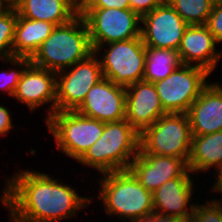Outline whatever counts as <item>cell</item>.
Segmentation results:
<instances>
[{
    "label": "cell",
    "mask_w": 222,
    "mask_h": 222,
    "mask_svg": "<svg viewBox=\"0 0 222 222\" xmlns=\"http://www.w3.org/2000/svg\"><path fill=\"white\" fill-rule=\"evenodd\" d=\"M187 114L192 136L222 131V83L210 81Z\"/></svg>",
    "instance_id": "18"
},
{
    "label": "cell",
    "mask_w": 222,
    "mask_h": 222,
    "mask_svg": "<svg viewBox=\"0 0 222 222\" xmlns=\"http://www.w3.org/2000/svg\"><path fill=\"white\" fill-rule=\"evenodd\" d=\"M93 52L86 21L77 15L70 22L56 26L30 62L58 73L85 60Z\"/></svg>",
    "instance_id": "3"
},
{
    "label": "cell",
    "mask_w": 222,
    "mask_h": 222,
    "mask_svg": "<svg viewBox=\"0 0 222 222\" xmlns=\"http://www.w3.org/2000/svg\"><path fill=\"white\" fill-rule=\"evenodd\" d=\"M126 89V120L141 134L166 112L154 83L138 81Z\"/></svg>",
    "instance_id": "17"
},
{
    "label": "cell",
    "mask_w": 222,
    "mask_h": 222,
    "mask_svg": "<svg viewBox=\"0 0 222 222\" xmlns=\"http://www.w3.org/2000/svg\"><path fill=\"white\" fill-rule=\"evenodd\" d=\"M192 134L186 113H166L139 137V154L181 158L188 163Z\"/></svg>",
    "instance_id": "5"
},
{
    "label": "cell",
    "mask_w": 222,
    "mask_h": 222,
    "mask_svg": "<svg viewBox=\"0 0 222 222\" xmlns=\"http://www.w3.org/2000/svg\"><path fill=\"white\" fill-rule=\"evenodd\" d=\"M101 79V63L94 52L85 60L56 73V111H75Z\"/></svg>",
    "instance_id": "10"
},
{
    "label": "cell",
    "mask_w": 222,
    "mask_h": 222,
    "mask_svg": "<svg viewBox=\"0 0 222 222\" xmlns=\"http://www.w3.org/2000/svg\"><path fill=\"white\" fill-rule=\"evenodd\" d=\"M0 62H4L7 65L9 63L12 65L11 68L5 70H1L0 72V91L7 96L9 95L11 98L13 97L16 86L20 80L21 74L26 68V66L30 63L29 57H10L5 59H0ZM15 66V67H13ZM15 68V69H14Z\"/></svg>",
    "instance_id": "25"
},
{
    "label": "cell",
    "mask_w": 222,
    "mask_h": 222,
    "mask_svg": "<svg viewBox=\"0 0 222 222\" xmlns=\"http://www.w3.org/2000/svg\"><path fill=\"white\" fill-rule=\"evenodd\" d=\"M210 74L202 67L181 64L165 79L154 83L166 113H188L193 102L210 83Z\"/></svg>",
    "instance_id": "9"
},
{
    "label": "cell",
    "mask_w": 222,
    "mask_h": 222,
    "mask_svg": "<svg viewBox=\"0 0 222 222\" xmlns=\"http://www.w3.org/2000/svg\"><path fill=\"white\" fill-rule=\"evenodd\" d=\"M15 8L21 17L56 26L66 24L78 15L66 0H20Z\"/></svg>",
    "instance_id": "21"
},
{
    "label": "cell",
    "mask_w": 222,
    "mask_h": 222,
    "mask_svg": "<svg viewBox=\"0 0 222 222\" xmlns=\"http://www.w3.org/2000/svg\"><path fill=\"white\" fill-rule=\"evenodd\" d=\"M93 51L101 45L141 37V17L131 9L83 8Z\"/></svg>",
    "instance_id": "8"
},
{
    "label": "cell",
    "mask_w": 222,
    "mask_h": 222,
    "mask_svg": "<svg viewBox=\"0 0 222 222\" xmlns=\"http://www.w3.org/2000/svg\"><path fill=\"white\" fill-rule=\"evenodd\" d=\"M84 8L130 9L128 0H88Z\"/></svg>",
    "instance_id": "29"
},
{
    "label": "cell",
    "mask_w": 222,
    "mask_h": 222,
    "mask_svg": "<svg viewBox=\"0 0 222 222\" xmlns=\"http://www.w3.org/2000/svg\"><path fill=\"white\" fill-rule=\"evenodd\" d=\"M139 222H191V219L185 218H169L153 214Z\"/></svg>",
    "instance_id": "31"
},
{
    "label": "cell",
    "mask_w": 222,
    "mask_h": 222,
    "mask_svg": "<svg viewBox=\"0 0 222 222\" xmlns=\"http://www.w3.org/2000/svg\"><path fill=\"white\" fill-rule=\"evenodd\" d=\"M191 222H222V200L214 197L204 204L195 203Z\"/></svg>",
    "instance_id": "26"
},
{
    "label": "cell",
    "mask_w": 222,
    "mask_h": 222,
    "mask_svg": "<svg viewBox=\"0 0 222 222\" xmlns=\"http://www.w3.org/2000/svg\"><path fill=\"white\" fill-rule=\"evenodd\" d=\"M189 170L195 174L218 175L222 170V131L202 136H192L191 153L188 160ZM215 170V171H214ZM215 172V173H214Z\"/></svg>",
    "instance_id": "19"
},
{
    "label": "cell",
    "mask_w": 222,
    "mask_h": 222,
    "mask_svg": "<svg viewBox=\"0 0 222 222\" xmlns=\"http://www.w3.org/2000/svg\"><path fill=\"white\" fill-rule=\"evenodd\" d=\"M9 108L3 106V104L0 105V137L8 135L11 130H15V125L12 124V115L11 111L8 110Z\"/></svg>",
    "instance_id": "30"
},
{
    "label": "cell",
    "mask_w": 222,
    "mask_h": 222,
    "mask_svg": "<svg viewBox=\"0 0 222 222\" xmlns=\"http://www.w3.org/2000/svg\"><path fill=\"white\" fill-rule=\"evenodd\" d=\"M9 222H24L18 218H16L13 214L8 211Z\"/></svg>",
    "instance_id": "34"
},
{
    "label": "cell",
    "mask_w": 222,
    "mask_h": 222,
    "mask_svg": "<svg viewBox=\"0 0 222 222\" xmlns=\"http://www.w3.org/2000/svg\"><path fill=\"white\" fill-rule=\"evenodd\" d=\"M218 44L206 25H189L177 51L182 64L199 66L212 74L222 58Z\"/></svg>",
    "instance_id": "16"
},
{
    "label": "cell",
    "mask_w": 222,
    "mask_h": 222,
    "mask_svg": "<svg viewBox=\"0 0 222 222\" xmlns=\"http://www.w3.org/2000/svg\"><path fill=\"white\" fill-rule=\"evenodd\" d=\"M141 37L146 47L177 51L189 26L165 0L141 17Z\"/></svg>",
    "instance_id": "11"
},
{
    "label": "cell",
    "mask_w": 222,
    "mask_h": 222,
    "mask_svg": "<svg viewBox=\"0 0 222 222\" xmlns=\"http://www.w3.org/2000/svg\"><path fill=\"white\" fill-rule=\"evenodd\" d=\"M75 111L104 123L126 119V89L103 78L88 91Z\"/></svg>",
    "instance_id": "13"
},
{
    "label": "cell",
    "mask_w": 222,
    "mask_h": 222,
    "mask_svg": "<svg viewBox=\"0 0 222 222\" xmlns=\"http://www.w3.org/2000/svg\"><path fill=\"white\" fill-rule=\"evenodd\" d=\"M94 53L99 57L103 78L124 88L143 80L146 46L142 37L101 45Z\"/></svg>",
    "instance_id": "7"
},
{
    "label": "cell",
    "mask_w": 222,
    "mask_h": 222,
    "mask_svg": "<svg viewBox=\"0 0 222 222\" xmlns=\"http://www.w3.org/2000/svg\"><path fill=\"white\" fill-rule=\"evenodd\" d=\"M20 0H0L3 6H15Z\"/></svg>",
    "instance_id": "33"
},
{
    "label": "cell",
    "mask_w": 222,
    "mask_h": 222,
    "mask_svg": "<svg viewBox=\"0 0 222 222\" xmlns=\"http://www.w3.org/2000/svg\"><path fill=\"white\" fill-rule=\"evenodd\" d=\"M57 149L76 162L101 137L104 122L77 111H56L45 121Z\"/></svg>",
    "instance_id": "6"
},
{
    "label": "cell",
    "mask_w": 222,
    "mask_h": 222,
    "mask_svg": "<svg viewBox=\"0 0 222 222\" xmlns=\"http://www.w3.org/2000/svg\"><path fill=\"white\" fill-rule=\"evenodd\" d=\"M55 27L56 25L53 23L26 19L17 13L13 39V57L31 58Z\"/></svg>",
    "instance_id": "20"
},
{
    "label": "cell",
    "mask_w": 222,
    "mask_h": 222,
    "mask_svg": "<svg viewBox=\"0 0 222 222\" xmlns=\"http://www.w3.org/2000/svg\"><path fill=\"white\" fill-rule=\"evenodd\" d=\"M188 25H206L215 0H166Z\"/></svg>",
    "instance_id": "23"
},
{
    "label": "cell",
    "mask_w": 222,
    "mask_h": 222,
    "mask_svg": "<svg viewBox=\"0 0 222 222\" xmlns=\"http://www.w3.org/2000/svg\"><path fill=\"white\" fill-rule=\"evenodd\" d=\"M140 134L123 119L104 123L101 137L77 161L97 173L128 170L139 153Z\"/></svg>",
    "instance_id": "4"
},
{
    "label": "cell",
    "mask_w": 222,
    "mask_h": 222,
    "mask_svg": "<svg viewBox=\"0 0 222 222\" xmlns=\"http://www.w3.org/2000/svg\"><path fill=\"white\" fill-rule=\"evenodd\" d=\"M130 9L136 12L140 17L151 12L165 0H128Z\"/></svg>",
    "instance_id": "28"
},
{
    "label": "cell",
    "mask_w": 222,
    "mask_h": 222,
    "mask_svg": "<svg viewBox=\"0 0 222 222\" xmlns=\"http://www.w3.org/2000/svg\"><path fill=\"white\" fill-rule=\"evenodd\" d=\"M181 64L178 51L146 47L143 81L155 83L165 79Z\"/></svg>",
    "instance_id": "22"
},
{
    "label": "cell",
    "mask_w": 222,
    "mask_h": 222,
    "mask_svg": "<svg viewBox=\"0 0 222 222\" xmlns=\"http://www.w3.org/2000/svg\"><path fill=\"white\" fill-rule=\"evenodd\" d=\"M128 170L152 193L168 180L192 177L193 174L188 163L181 158L139 153L132 160Z\"/></svg>",
    "instance_id": "14"
},
{
    "label": "cell",
    "mask_w": 222,
    "mask_h": 222,
    "mask_svg": "<svg viewBox=\"0 0 222 222\" xmlns=\"http://www.w3.org/2000/svg\"><path fill=\"white\" fill-rule=\"evenodd\" d=\"M17 11L15 6L0 8V59L13 57V39Z\"/></svg>",
    "instance_id": "24"
},
{
    "label": "cell",
    "mask_w": 222,
    "mask_h": 222,
    "mask_svg": "<svg viewBox=\"0 0 222 222\" xmlns=\"http://www.w3.org/2000/svg\"><path fill=\"white\" fill-rule=\"evenodd\" d=\"M193 179V177H178L168 180L157 188L152 193L154 214L169 218L192 219L196 203L193 202L196 179Z\"/></svg>",
    "instance_id": "15"
},
{
    "label": "cell",
    "mask_w": 222,
    "mask_h": 222,
    "mask_svg": "<svg viewBox=\"0 0 222 222\" xmlns=\"http://www.w3.org/2000/svg\"><path fill=\"white\" fill-rule=\"evenodd\" d=\"M67 3L75 10L78 14L87 4L88 0H66Z\"/></svg>",
    "instance_id": "32"
},
{
    "label": "cell",
    "mask_w": 222,
    "mask_h": 222,
    "mask_svg": "<svg viewBox=\"0 0 222 222\" xmlns=\"http://www.w3.org/2000/svg\"><path fill=\"white\" fill-rule=\"evenodd\" d=\"M101 176L96 197L103 203L109 218L115 216L121 222H139L154 214L152 192L146 190L129 170Z\"/></svg>",
    "instance_id": "2"
},
{
    "label": "cell",
    "mask_w": 222,
    "mask_h": 222,
    "mask_svg": "<svg viewBox=\"0 0 222 222\" xmlns=\"http://www.w3.org/2000/svg\"><path fill=\"white\" fill-rule=\"evenodd\" d=\"M0 202L16 218L24 222H60L75 218L91 206L94 196L86 197L49 173L29 169L4 177Z\"/></svg>",
    "instance_id": "1"
},
{
    "label": "cell",
    "mask_w": 222,
    "mask_h": 222,
    "mask_svg": "<svg viewBox=\"0 0 222 222\" xmlns=\"http://www.w3.org/2000/svg\"><path fill=\"white\" fill-rule=\"evenodd\" d=\"M206 26L220 45L222 43V0H215Z\"/></svg>",
    "instance_id": "27"
},
{
    "label": "cell",
    "mask_w": 222,
    "mask_h": 222,
    "mask_svg": "<svg viewBox=\"0 0 222 222\" xmlns=\"http://www.w3.org/2000/svg\"><path fill=\"white\" fill-rule=\"evenodd\" d=\"M12 98L33 113L48 105L44 110L47 111L46 121L56 112V73L30 62L22 72Z\"/></svg>",
    "instance_id": "12"
}]
</instances>
